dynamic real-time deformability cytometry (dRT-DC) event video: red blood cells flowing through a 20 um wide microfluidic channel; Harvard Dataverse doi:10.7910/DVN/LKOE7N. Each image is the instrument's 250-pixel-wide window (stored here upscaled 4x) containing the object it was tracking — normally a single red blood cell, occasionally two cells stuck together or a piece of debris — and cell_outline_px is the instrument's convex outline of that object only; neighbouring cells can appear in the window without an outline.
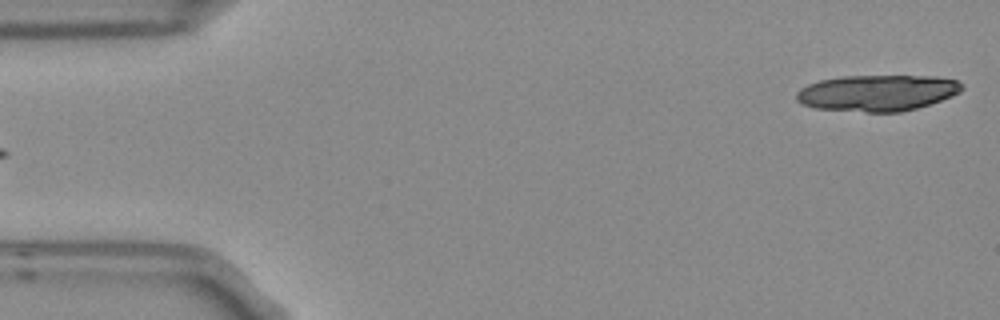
{"species": "Egyptian fruit bat (a non-hibernating species)", "species_latin": "Rousettus aegyptiacus", "temperature_condition": "room temperature", "stored_images_in_passage": 5, "segment_of_instrument_passage": [2, 2], "camera_frame_rate_fps": 3000, "um_per_image_px": 0.085, "frame": {"image": 1, "passage_image": 5, "time_ms": 1.333, "image_size_px": [1000, 320], "cell_outline_px": [[964, 88], [960, 92], [952, 96], [916, 108], [900, 112], [864, 112], [816, 108], [804, 104], [796, 100], [796, 92], [800, 88], [808, 84], [820, 80], [844, 76], [936, 76], [956, 80], [964, 84]], "centroid_in_image_um": [74.58, 7.89], "position_along_channel_um": 10.4, "area_um2": 34.91}}